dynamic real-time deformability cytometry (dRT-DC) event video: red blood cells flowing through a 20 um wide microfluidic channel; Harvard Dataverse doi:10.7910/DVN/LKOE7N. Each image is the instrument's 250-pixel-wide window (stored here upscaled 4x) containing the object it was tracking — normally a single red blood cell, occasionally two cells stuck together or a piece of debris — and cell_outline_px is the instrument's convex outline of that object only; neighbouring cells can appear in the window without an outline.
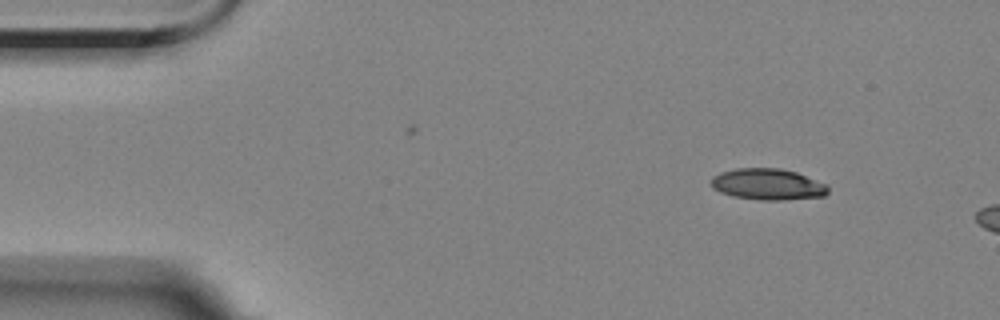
{"species": "Egyptian fruit bat (a non-hibernating species)", "species_latin": "Rousettus aegyptiacus", "temperature_condition": "room temperature", "stored_images_in_passage": 3, "camera_frame_rate_fps": 3000, "um_per_image_px": 0.085, "animal": {"sex": "female"}, "frame": {"image": 1, "passage_image": 1, "time_ms": 0.0, "image_size_px": [1000, 320], "cell_outline_px": [[828, 192], [824, 196], [784, 200], [760, 200], [732, 196], [720, 192], [712, 188], [712, 176], [720, 172], [736, 168], [780, 168], [796, 172], [828, 184]], "centroid_in_image_um": [65.26, 15.66], "position_along_channel_um": 19.7, "area_um2": 21.44}}